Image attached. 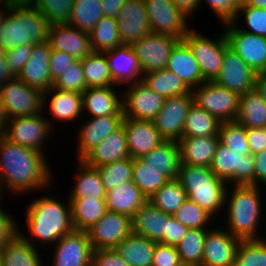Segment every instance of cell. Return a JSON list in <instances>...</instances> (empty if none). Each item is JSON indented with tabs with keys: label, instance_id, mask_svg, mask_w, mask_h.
I'll list each match as a JSON object with an SVG mask.
<instances>
[{
	"label": "cell",
	"instance_id": "obj_14",
	"mask_svg": "<svg viewBox=\"0 0 266 266\" xmlns=\"http://www.w3.org/2000/svg\"><path fill=\"white\" fill-rule=\"evenodd\" d=\"M194 102L192 93L167 97L153 120L165 141L178 142L183 137L187 113Z\"/></svg>",
	"mask_w": 266,
	"mask_h": 266
},
{
	"label": "cell",
	"instance_id": "obj_40",
	"mask_svg": "<svg viewBox=\"0 0 266 266\" xmlns=\"http://www.w3.org/2000/svg\"><path fill=\"white\" fill-rule=\"evenodd\" d=\"M221 122L193 102L184 124L183 137L218 136Z\"/></svg>",
	"mask_w": 266,
	"mask_h": 266
},
{
	"label": "cell",
	"instance_id": "obj_60",
	"mask_svg": "<svg viewBox=\"0 0 266 266\" xmlns=\"http://www.w3.org/2000/svg\"><path fill=\"white\" fill-rule=\"evenodd\" d=\"M188 228L179 222L173 215L168 219L167 232L160 243L170 246H177L182 237L186 234Z\"/></svg>",
	"mask_w": 266,
	"mask_h": 266
},
{
	"label": "cell",
	"instance_id": "obj_55",
	"mask_svg": "<svg viewBox=\"0 0 266 266\" xmlns=\"http://www.w3.org/2000/svg\"><path fill=\"white\" fill-rule=\"evenodd\" d=\"M176 246L156 243L152 266H182Z\"/></svg>",
	"mask_w": 266,
	"mask_h": 266
},
{
	"label": "cell",
	"instance_id": "obj_16",
	"mask_svg": "<svg viewBox=\"0 0 266 266\" xmlns=\"http://www.w3.org/2000/svg\"><path fill=\"white\" fill-rule=\"evenodd\" d=\"M131 232L132 218L108 210L87 230L93 250L115 248Z\"/></svg>",
	"mask_w": 266,
	"mask_h": 266
},
{
	"label": "cell",
	"instance_id": "obj_45",
	"mask_svg": "<svg viewBox=\"0 0 266 266\" xmlns=\"http://www.w3.org/2000/svg\"><path fill=\"white\" fill-rule=\"evenodd\" d=\"M187 198L186 191L180 182L175 179L166 182L152 195L149 201L156 208L172 215L181 207Z\"/></svg>",
	"mask_w": 266,
	"mask_h": 266
},
{
	"label": "cell",
	"instance_id": "obj_47",
	"mask_svg": "<svg viewBox=\"0 0 266 266\" xmlns=\"http://www.w3.org/2000/svg\"><path fill=\"white\" fill-rule=\"evenodd\" d=\"M106 192L117 185L132 180L133 159H126L95 167Z\"/></svg>",
	"mask_w": 266,
	"mask_h": 266
},
{
	"label": "cell",
	"instance_id": "obj_57",
	"mask_svg": "<svg viewBox=\"0 0 266 266\" xmlns=\"http://www.w3.org/2000/svg\"><path fill=\"white\" fill-rule=\"evenodd\" d=\"M75 59L59 50H51L49 56V71L52 81L56 80L64 71L70 67Z\"/></svg>",
	"mask_w": 266,
	"mask_h": 266
},
{
	"label": "cell",
	"instance_id": "obj_42",
	"mask_svg": "<svg viewBox=\"0 0 266 266\" xmlns=\"http://www.w3.org/2000/svg\"><path fill=\"white\" fill-rule=\"evenodd\" d=\"M81 65L87 88L114 86L105 53L92 51Z\"/></svg>",
	"mask_w": 266,
	"mask_h": 266
},
{
	"label": "cell",
	"instance_id": "obj_70",
	"mask_svg": "<svg viewBox=\"0 0 266 266\" xmlns=\"http://www.w3.org/2000/svg\"><path fill=\"white\" fill-rule=\"evenodd\" d=\"M7 12L8 10L5 7H4V10L0 9V32L7 18Z\"/></svg>",
	"mask_w": 266,
	"mask_h": 266
},
{
	"label": "cell",
	"instance_id": "obj_63",
	"mask_svg": "<svg viewBox=\"0 0 266 266\" xmlns=\"http://www.w3.org/2000/svg\"><path fill=\"white\" fill-rule=\"evenodd\" d=\"M127 0H102L104 16L117 18Z\"/></svg>",
	"mask_w": 266,
	"mask_h": 266
},
{
	"label": "cell",
	"instance_id": "obj_20",
	"mask_svg": "<svg viewBox=\"0 0 266 266\" xmlns=\"http://www.w3.org/2000/svg\"><path fill=\"white\" fill-rule=\"evenodd\" d=\"M116 19L122 44L132 45L151 32L144 0H127Z\"/></svg>",
	"mask_w": 266,
	"mask_h": 266
},
{
	"label": "cell",
	"instance_id": "obj_43",
	"mask_svg": "<svg viewBox=\"0 0 266 266\" xmlns=\"http://www.w3.org/2000/svg\"><path fill=\"white\" fill-rule=\"evenodd\" d=\"M207 228H188L176 246L181 262L186 266H201Z\"/></svg>",
	"mask_w": 266,
	"mask_h": 266
},
{
	"label": "cell",
	"instance_id": "obj_50",
	"mask_svg": "<svg viewBox=\"0 0 266 266\" xmlns=\"http://www.w3.org/2000/svg\"><path fill=\"white\" fill-rule=\"evenodd\" d=\"M74 0H36L35 8L53 24H68Z\"/></svg>",
	"mask_w": 266,
	"mask_h": 266
},
{
	"label": "cell",
	"instance_id": "obj_41",
	"mask_svg": "<svg viewBox=\"0 0 266 266\" xmlns=\"http://www.w3.org/2000/svg\"><path fill=\"white\" fill-rule=\"evenodd\" d=\"M94 52H107L122 45L115 17L103 16L89 32Z\"/></svg>",
	"mask_w": 266,
	"mask_h": 266
},
{
	"label": "cell",
	"instance_id": "obj_64",
	"mask_svg": "<svg viewBox=\"0 0 266 266\" xmlns=\"http://www.w3.org/2000/svg\"><path fill=\"white\" fill-rule=\"evenodd\" d=\"M3 3L7 10H21L33 8L36 4V0H0V4Z\"/></svg>",
	"mask_w": 266,
	"mask_h": 266
},
{
	"label": "cell",
	"instance_id": "obj_62",
	"mask_svg": "<svg viewBox=\"0 0 266 266\" xmlns=\"http://www.w3.org/2000/svg\"><path fill=\"white\" fill-rule=\"evenodd\" d=\"M254 164V185H266V148L254 154Z\"/></svg>",
	"mask_w": 266,
	"mask_h": 266
},
{
	"label": "cell",
	"instance_id": "obj_27",
	"mask_svg": "<svg viewBox=\"0 0 266 266\" xmlns=\"http://www.w3.org/2000/svg\"><path fill=\"white\" fill-rule=\"evenodd\" d=\"M130 157L124 126L109 134L100 144L91 149L81 160L92 167H99Z\"/></svg>",
	"mask_w": 266,
	"mask_h": 266
},
{
	"label": "cell",
	"instance_id": "obj_19",
	"mask_svg": "<svg viewBox=\"0 0 266 266\" xmlns=\"http://www.w3.org/2000/svg\"><path fill=\"white\" fill-rule=\"evenodd\" d=\"M240 239L224 229L208 230L204 242L201 266H234Z\"/></svg>",
	"mask_w": 266,
	"mask_h": 266
},
{
	"label": "cell",
	"instance_id": "obj_65",
	"mask_svg": "<svg viewBox=\"0 0 266 266\" xmlns=\"http://www.w3.org/2000/svg\"><path fill=\"white\" fill-rule=\"evenodd\" d=\"M173 3L189 18L192 16L191 14L197 10L199 5L201 4V0H172Z\"/></svg>",
	"mask_w": 266,
	"mask_h": 266
},
{
	"label": "cell",
	"instance_id": "obj_58",
	"mask_svg": "<svg viewBox=\"0 0 266 266\" xmlns=\"http://www.w3.org/2000/svg\"><path fill=\"white\" fill-rule=\"evenodd\" d=\"M91 266H129L114 248L96 249L92 252Z\"/></svg>",
	"mask_w": 266,
	"mask_h": 266
},
{
	"label": "cell",
	"instance_id": "obj_54",
	"mask_svg": "<svg viewBox=\"0 0 266 266\" xmlns=\"http://www.w3.org/2000/svg\"><path fill=\"white\" fill-rule=\"evenodd\" d=\"M33 46L34 43H27L6 51V63L14 77H18L21 73L26 61L30 58Z\"/></svg>",
	"mask_w": 266,
	"mask_h": 266
},
{
	"label": "cell",
	"instance_id": "obj_69",
	"mask_svg": "<svg viewBox=\"0 0 266 266\" xmlns=\"http://www.w3.org/2000/svg\"><path fill=\"white\" fill-rule=\"evenodd\" d=\"M241 6H252L266 9V0H241Z\"/></svg>",
	"mask_w": 266,
	"mask_h": 266
},
{
	"label": "cell",
	"instance_id": "obj_32",
	"mask_svg": "<svg viewBox=\"0 0 266 266\" xmlns=\"http://www.w3.org/2000/svg\"><path fill=\"white\" fill-rule=\"evenodd\" d=\"M147 201L141 190L130 180L106 192L107 210L133 218L135 212Z\"/></svg>",
	"mask_w": 266,
	"mask_h": 266
},
{
	"label": "cell",
	"instance_id": "obj_49",
	"mask_svg": "<svg viewBox=\"0 0 266 266\" xmlns=\"http://www.w3.org/2000/svg\"><path fill=\"white\" fill-rule=\"evenodd\" d=\"M220 143L231 151L250 153L246 128L237 121L221 122L218 132Z\"/></svg>",
	"mask_w": 266,
	"mask_h": 266
},
{
	"label": "cell",
	"instance_id": "obj_24",
	"mask_svg": "<svg viewBox=\"0 0 266 266\" xmlns=\"http://www.w3.org/2000/svg\"><path fill=\"white\" fill-rule=\"evenodd\" d=\"M50 53L51 47L48 41L34 44L30 58L17 78L43 93L48 91L53 86L49 71Z\"/></svg>",
	"mask_w": 266,
	"mask_h": 266
},
{
	"label": "cell",
	"instance_id": "obj_61",
	"mask_svg": "<svg viewBox=\"0 0 266 266\" xmlns=\"http://www.w3.org/2000/svg\"><path fill=\"white\" fill-rule=\"evenodd\" d=\"M246 134L251 154H256L266 148L264 128H246Z\"/></svg>",
	"mask_w": 266,
	"mask_h": 266
},
{
	"label": "cell",
	"instance_id": "obj_10",
	"mask_svg": "<svg viewBox=\"0 0 266 266\" xmlns=\"http://www.w3.org/2000/svg\"><path fill=\"white\" fill-rule=\"evenodd\" d=\"M151 32L183 40L188 33V16L172 0H144Z\"/></svg>",
	"mask_w": 266,
	"mask_h": 266
},
{
	"label": "cell",
	"instance_id": "obj_35",
	"mask_svg": "<svg viewBox=\"0 0 266 266\" xmlns=\"http://www.w3.org/2000/svg\"><path fill=\"white\" fill-rule=\"evenodd\" d=\"M156 242L131 232L114 249L129 266H152Z\"/></svg>",
	"mask_w": 266,
	"mask_h": 266
},
{
	"label": "cell",
	"instance_id": "obj_7",
	"mask_svg": "<svg viewBox=\"0 0 266 266\" xmlns=\"http://www.w3.org/2000/svg\"><path fill=\"white\" fill-rule=\"evenodd\" d=\"M217 38L216 40L210 39L196 29H190L183 39L198 62L205 81H214L219 75L225 49L229 46L225 33Z\"/></svg>",
	"mask_w": 266,
	"mask_h": 266
},
{
	"label": "cell",
	"instance_id": "obj_17",
	"mask_svg": "<svg viewBox=\"0 0 266 266\" xmlns=\"http://www.w3.org/2000/svg\"><path fill=\"white\" fill-rule=\"evenodd\" d=\"M255 78L256 73L228 46L222 68L214 81L242 95L255 89Z\"/></svg>",
	"mask_w": 266,
	"mask_h": 266
},
{
	"label": "cell",
	"instance_id": "obj_53",
	"mask_svg": "<svg viewBox=\"0 0 266 266\" xmlns=\"http://www.w3.org/2000/svg\"><path fill=\"white\" fill-rule=\"evenodd\" d=\"M242 13L245 18V22L248 26V30H243L248 33H252L258 36L266 37V9L257 8L252 6H240L236 13V17L232 22H238V16Z\"/></svg>",
	"mask_w": 266,
	"mask_h": 266
},
{
	"label": "cell",
	"instance_id": "obj_12",
	"mask_svg": "<svg viewBox=\"0 0 266 266\" xmlns=\"http://www.w3.org/2000/svg\"><path fill=\"white\" fill-rule=\"evenodd\" d=\"M228 45L255 72L266 68V37L258 36L237 28L234 22L224 23Z\"/></svg>",
	"mask_w": 266,
	"mask_h": 266
},
{
	"label": "cell",
	"instance_id": "obj_21",
	"mask_svg": "<svg viewBox=\"0 0 266 266\" xmlns=\"http://www.w3.org/2000/svg\"><path fill=\"white\" fill-rule=\"evenodd\" d=\"M48 42L51 50L63 51L75 60H82L93 51L89 33L69 24L51 25Z\"/></svg>",
	"mask_w": 266,
	"mask_h": 266
},
{
	"label": "cell",
	"instance_id": "obj_36",
	"mask_svg": "<svg viewBox=\"0 0 266 266\" xmlns=\"http://www.w3.org/2000/svg\"><path fill=\"white\" fill-rule=\"evenodd\" d=\"M75 230L87 231L107 211L105 199L69 198Z\"/></svg>",
	"mask_w": 266,
	"mask_h": 266
},
{
	"label": "cell",
	"instance_id": "obj_71",
	"mask_svg": "<svg viewBox=\"0 0 266 266\" xmlns=\"http://www.w3.org/2000/svg\"><path fill=\"white\" fill-rule=\"evenodd\" d=\"M3 186H4V185H1V184H0V203H1V201H2V199H1L2 196H1V195H2V192H3V189H2ZM1 191H2V192H1ZM1 205H2V204H0V207H1Z\"/></svg>",
	"mask_w": 266,
	"mask_h": 266
},
{
	"label": "cell",
	"instance_id": "obj_23",
	"mask_svg": "<svg viewBox=\"0 0 266 266\" xmlns=\"http://www.w3.org/2000/svg\"><path fill=\"white\" fill-rule=\"evenodd\" d=\"M104 53L108 60L114 87L118 84L132 85L142 81L144 74L131 45L122 44Z\"/></svg>",
	"mask_w": 266,
	"mask_h": 266
},
{
	"label": "cell",
	"instance_id": "obj_4",
	"mask_svg": "<svg viewBox=\"0 0 266 266\" xmlns=\"http://www.w3.org/2000/svg\"><path fill=\"white\" fill-rule=\"evenodd\" d=\"M177 180L186 191L188 199L196 202L212 217L225 207L227 183L220 180L210 167L181 163Z\"/></svg>",
	"mask_w": 266,
	"mask_h": 266
},
{
	"label": "cell",
	"instance_id": "obj_59",
	"mask_svg": "<svg viewBox=\"0 0 266 266\" xmlns=\"http://www.w3.org/2000/svg\"><path fill=\"white\" fill-rule=\"evenodd\" d=\"M0 207V250L12 240L18 233L19 228L10 215Z\"/></svg>",
	"mask_w": 266,
	"mask_h": 266
},
{
	"label": "cell",
	"instance_id": "obj_2",
	"mask_svg": "<svg viewBox=\"0 0 266 266\" xmlns=\"http://www.w3.org/2000/svg\"><path fill=\"white\" fill-rule=\"evenodd\" d=\"M26 212L29 231L40 242L55 243L75 230L70 202L66 205L56 198L44 196L30 203Z\"/></svg>",
	"mask_w": 266,
	"mask_h": 266
},
{
	"label": "cell",
	"instance_id": "obj_33",
	"mask_svg": "<svg viewBox=\"0 0 266 266\" xmlns=\"http://www.w3.org/2000/svg\"><path fill=\"white\" fill-rule=\"evenodd\" d=\"M19 233L1 249L2 266H42L33 240ZM25 235V236H24Z\"/></svg>",
	"mask_w": 266,
	"mask_h": 266
},
{
	"label": "cell",
	"instance_id": "obj_46",
	"mask_svg": "<svg viewBox=\"0 0 266 266\" xmlns=\"http://www.w3.org/2000/svg\"><path fill=\"white\" fill-rule=\"evenodd\" d=\"M132 181L149 200L168 180L153 168L145 165L140 158H133Z\"/></svg>",
	"mask_w": 266,
	"mask_h": 266
},
{
	"label": "cell",
	"instance_id": "obj_51",
	"mask_svg": "<svg viewBox=\"0 0 266 266\" xmlns=\"http://www.w3.org/2000/svg\"><path fill=\"white\" fill-rule=\"evenodd\" d=\"M172 215L187 228H206V225L212 218V216L196 202L188 198Z\"/></svg>",
	"mask_w": 266,
	"mask_h": 266
},
{
	"label": "cell",
	"instance_id": "obj_31",
	"mask_svg": "<svg viewBox=\"0 0 266 266\" xmlns=\"http://www.w3.org/2000/svg\"><path fill=\"white\" fill-rule=\"evenodd\" d=\"M114 87L87 88L82 94L83 110L92 118L107 115H123L122 98L115 93Z\"/></svg>",
	"mask_w": 266,
	"mask_h": 266
},
{
	"label": "cell",
	"instance_id": "obj_6",
	"mask_svg": "<svg viewBox=\"0 0 266 266\" xmlns=\"http://www.w3.org/2000/svg\"><path fill=\"white\" fill-rule=\"evenodd\" d=\"M211 171L227 184L254 185V155L231 151L219 142L210 165Z\"/></svg>",
	"mask_w": 266,
	"mask_h": 266
},
{
	"label": "cell",
	"instance_id": "obj_34",
	"mask_svg": "<svg viewBox=\"0 0 266 266\" xmlns=\"http://www.w3.org/2000/svg\"><path fill=\"white\" fill-rule=\"evenodd\" d=\"M46 93L53 95L50 96L48 107L55 120L69 122L78 119L82 112L85 113L83 111L82 94L51 87L43 94V107L46 106Z\"/></svg>",
	"mask_w": 266,
	"mask_h": 266
},
{
	"label": "cell",
	"instance_id": "obj_39",
	"mask_svg": "<svg viewBox=\"0 0 266 266\" xmlns=\"http://www.w3.org/2000/svg\"><path fill=\"white\" fill-rule=\"evenodd\" d=\"M78 162L81 171L77 173L76 184L69 198L105 199L106 191L97 169L82 160Z\"/></svg>",
	"mask_w": 266,
	"mask_h": 266
},
{
	"label": "cell",
	"instance_id": "obj_13",
	"mask_svg": "<svg viewBox=\"0 0 266 266\" xmlns=\"http://www.w3.org/2000/svg\"><path fill=\"white\" fill-rule=\"evenodd\" d=\"M180 41L170 35L150 32L131 46L134 49L143 74L166 69L174 46Z\"/></svg>",
	"mask_w": 266,
	"mask_h": 266
},
{
	"label": "cell",
	"instance_id": "obj_11",
	"mask_svg": "<svg viewBox=\"0 0 266 266\" xmlns=\"http://www.w3.org/2000/svg\"><path fill=\"white\" fill-rule=\"evenodd\" d=\"M43 114L41 112L32 116L8 119L4 137L10 142L44 152L43 143L53 129L51 121L43 117Z\"/></svg>",
	"mask_w": 266,
	"mask_h": 266
},
{
	"label": "cell",
	"instance_id": "obj_28",
	"mask_svg": "<svg viewBox=\"0 0 266 266\" xmlns=\"http://www.w3.org/2000/svg\"><path fill=\"white\" fill-rule=\"evenodd\" d=\"M166 69L182 79L191 90L205 82L199 64L184 40H180L172 49Z\"/></svg>",
	"mask_w": 266,
	"mask_h": 266
},
{
	"label": "cell",
	"instance_id": "obj_67",
	"mask_svg": "<svg viewBox=\"0 0 266 266\" xmlns=\"http://www.w3.org/2000/svg\"><path fill=\"white\" fill-rule=\"evenodd\" d=\"M255 90L261 95L266 102V73H256Z\"/></svg>",
	"mask_w": 266,
	"mask_h": 266
},
{
	"label": "cell",
	"instance_id": "obj_72",
	"mask_svg": "<svg viewBox=\"0 0 266 266\" xmlns=\"http://www.w3.org/2000/svg\"><path fill=\"white\" fill-rule=\"evenodd\" d=\"M0 266H2V261H1V250H0Z\"/></svg>",
	"mask_w": 266,
	"mask_h": 266
},
{
	"label": "cell",
	"instance_id": "obj_18",
	"mask_svg": "<svg viewBox=\"0 0 266 266\" xmlns=\"http://www.w3.org/2000/svg\"><path fill=\"white\" fill-rule=\"evenodd\" d=\"M55 244L53 266H91L93 249L87 231L73 230Z\"/></svg>",
	"mask_w": 266,
	"mask_h": 266
},
{
	"label": "cell",
	"instance_id": "obj_52",
	"mask_svg": "<svg viewBox=\"0 0 266 266\" xmlns=\"http://www.w3.org/2000/svg\"><path fill=\"white\" fill-rule=\"evenodd\" d=\"M52 87L83 94L87 89V84L84 78L81 60H75L64 73L53 81Z\"/></svg>",
	"mask_w": 266,
	"mask_h": 266
},
{
	"label": "cell",
	"instance_id": "obj_22",
	"mask_svg": "<svg viewBox=\"0 0 266 266\" xmlns=\"http://www.w3.org/2000/svg\"><path fill=\"white\" fill-rule=\"evenodd\" d=\"M122 125L132 159L143 157L165 141L156 129L154 121L124 118Z\"/></svg>",
	"mask_w": 266,
	"mask_h": 266
},
{
	"label": "cell",
	"instance_id": "obj_48",
	"mask_svg": "<svg viewBox=\"0 0 266 266\" xmlns=\"http://www.w3.org/2000/svg\"><path fill=\"white\" fill-rule=\"evenodd\" d=\"M234 266H266V239L241 240Z\"/></svg>",
	"mask_w": 266,
	"mask_h": 266
},
{
	"label": "cell",
	"instance_id": "obj_30",
	"mask_svg": "<svg viewBox=\"0 0 266 266\" xmlns=\"http://www.w3.org/2000/svg\"><path fill=\"white\" fill-rule=\"evenodd\" d=\"M219 142V136L182 137L178 141L181 163L210 167Z\"/></svg>",
	"mask_w": 266,
	"mask_h": 266
},
{
	"label": "cell",
	"instance_id": "obj_66",
	"mask_svg": "<svg viewBox=\"0 0 266 266\" xmlns=\"http://www.w3.org/2000/svg\"><path fill=\"white\" fill-rule=\"evenodd\" d=\"M5 55L6 51L0 47V87L15 78L7 66Z\"/></svg>",
	"mask_w": 266,
	"mask_h": 266
},
{
	"label": "cell",
	"instance_id": "obj_44",
	"mask_svg": "<svg viewBox=\"0 0 266 266\" xmlns=\"http://www.w3.org/2000/svg\"><path fill=\"white\" fill-rule=\"evenodd\" d=\"M103 16L102 0H74L68 24L89 33Z\"/></svg>",
	"mask_w": 266,
	"mask_h": 266
},
{
	"label": "cell",
	"instance_id": "obj_1",
	"mask_svg": "<svg viewBox=\"0 0 266 266\" xmlns=\"http://www.w3.org/2000/svg\"><path fill=\"white\" fill-rule=\"evenodd\" d=\"M50 170L43 152L0 137V184L8 190L17 194L49 187Z\"/></svg>",
	"mask_w": 266,
	"mask_h": 266
},
{
	"label": "cell",
	"instance_id": "obj_56",
	"mask_svg": "<svg viewBox=\"0 0 266 266\" xmlns=\"http://www.w3.org/2000/svg\"><path fill=\"white\" fill-rule=\"evenodd\" d=\"M205 2L223 23L232 22L241 6V0H205Z\"/></svg>",
	"mask_w": 266,
	"mask_h": 266
},
{
	"label": "cell",
	"instance_id": "obj_25",
	"mask_svg": "<svg viewBox=\"0 0 266 266\" xmlns=\"http://www.w3.org/2000/svg\"><path fill=\"white\" fill-rule=\"evenodd\" d=\"M124 115H107L89 119L79 130L78 160L122 126Z\"/></svg>",
	"mask_w": 266,
	"mask_h": 266
},
{
	"label": "cell",
	"instance_id": "obj_37",
	"mask_svg": "<svg viewBox=\"0 0 266 266\" xmlns=\"http://www.w3.org/2000/svg\"><path fill=\"white\" fill-rule=\"evenodd\" d=\"M236 121L245 128L266 127V102L255 89L240 95Z\"/></svg>",
	"mask_w": 266,
	"mask_h": 266
},
{
	"label": "cell",
	"instance_id": "obj_15",
	"mask_svg": "<svg viewBox=\"0 0 266 266\" xmlns=\"http://www.w3.org/2000/svg\"><path fill=\"white\" fill-rule=\"evenodd\" d=\"M165 99L143 81L129 85L122 95L124 118L153 121L162 109Z\"/></svg>",
	"mask_w": 266,
	"mask_h": 266
},
{
	"label": "cell",
	"instance_id": "obj_8",
	"mask_svg": "<svg viewBox=\"0 0 266 266\" xmlns=\"http://www.w3.org/2000/svg\"><path fill=\"white\" fill-rule=\"evenodd\" d=\"M194 103L220 122L236 121L240 95L215 81H205L192 90Z\"/></svg>",
	"mask_w": 266,
	"mask_h": 266
},
{
	"label": "cell",
	"instance_id": "obj_38",
	"mask_svg": "<svg viewBox=\"0 0 266 266\" xmlns=\"http://www.w3.org/2000/svg\"><path fill=\"white\" fill-rule=\"evenodd\" d=\"M142 81L165 98L192 93L182 79L167 69L145 73Z\"/></svg>",
	"mask_w": 266,
	"mask_h": 266
},
{
	"label": "cell",
	"instance_id": "obj_29",
	"mask_svg": "<svg viewBox=\"0 0 266 266\" xmlns=\"http://www.w3.org/2000/svg\"><path fill=\"white\" fill-rule=\"evenodd\" d=\"M140 159L145 165L156 170L168 181L177 179L181 164L178 142L163 141Z\"/></svg>",
	"mask_w": 266,
	"mask_h": 266
},
{
	"label": "cell",
	"instance_id": "obj_26",
	"mask_svg": "<svg viewBox=\"0 0 266 266\" xmlns=\"http://www.w3.org/2000/svg\"><path fill=\"white\" fill-rule=\"evenodd\" d=\"M170 216L147 200L132 218V232L160 243L167 232Z\"/></svg>",
	"mask_w": 266,
	"mask_h": 266
},
{
	"label": "cell",
	"instance_id": "obj_9",
	"mask_svg": "<svg viewBox=\"0 0 266 266\" xmlns=\"http://www.w3.org/2000/svg\"><path fill=\"white\" fill-rule=\"evenodd\" d=\"M8 119L26 117L43 111V92L30 87L17 77L0 87Z\"/></svg>",
	"mask_w": 266,
	"mask_h": 266
},
{
	"label": "cell",
	"instance_id": "obj_68",
	"mask_svg": "<svg viewBox=\"0 0 266 266\" xmlns=\"http://www.w3.org/2000/svg\"><path fill=\"white\" fill-rule=\"evenodd\" d=\"M8 121V116L5 110V106L0 94V137L4 136Z\"/></svg>",
	"mask_w": 266,
	"mask_h": 266
},
{
	"label": "cell",
	"instance_id": "obj_5",
	"mask_svg": "<svg viewBox=\"0 0 266 266\" xmlns=\"http://www.w3.org/2000/svg\"><path fill=\"white\" fill-rule=\"evenodd\" d=\"M51 24L35 8L8 10L0 32V47L11 50L27 43H43L49 38Z\"/></svg>",
	"mask_w": 266,
	"mask_h": 266
},
{
	"label": "cell",
	"instance_id": "obj_3",
	"mask_svg": "<svg viewBox=\"0 0 266 266\" xmlns=\"http://www.w3.org/2000/svg\"><path fill=\"white\" fill-rule=\"evenodd\" d=\"M257 185H234L229 194L226 190L225 202L229 199L228 230L240 240H260L263 236L257 235L261 212L260 189Z\"/></svg>",
	"mask_w": 266,
	"mask_h": 266
}]
</instances>
